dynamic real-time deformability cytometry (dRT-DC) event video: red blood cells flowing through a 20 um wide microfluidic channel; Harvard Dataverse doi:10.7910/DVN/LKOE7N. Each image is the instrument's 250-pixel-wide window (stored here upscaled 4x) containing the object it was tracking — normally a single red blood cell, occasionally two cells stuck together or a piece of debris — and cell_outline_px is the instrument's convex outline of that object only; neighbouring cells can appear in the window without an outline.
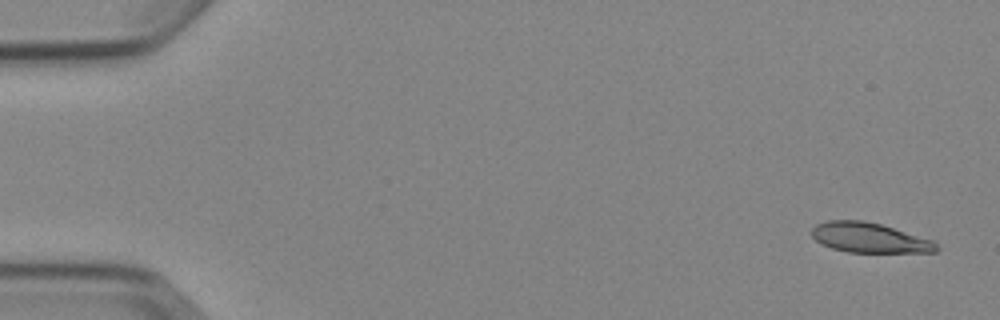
{"species": "Egyptian fruit bat (a non-hibernating species)", "species_latin": "Rousettus aegyptiacus", "temperature_condition": "cold", "stored_images_in_passage": 5, "segment_of_instrument_passage": [2, 2], "camera_frame_rate_fps": 3000, "um_per_image_px": 0.085, "animal": {"sex": "female"}, "frame": {"image": 1, "passage_image": 5, "time_ms": 5.0, "image_size_px": [1000, 320], "cell_outline_px": [[940, 248], [936, 252], [848, 252], [832, 248], [816, 240], [812, 236], [812, 228], [816, 224], [828, 220], [864, 220], [880, 224], [932, 240]], "centroid_in_image_um": [73.89, 20.2], "position_along_channel_um": 11.1, "area_um2": 21.5}}